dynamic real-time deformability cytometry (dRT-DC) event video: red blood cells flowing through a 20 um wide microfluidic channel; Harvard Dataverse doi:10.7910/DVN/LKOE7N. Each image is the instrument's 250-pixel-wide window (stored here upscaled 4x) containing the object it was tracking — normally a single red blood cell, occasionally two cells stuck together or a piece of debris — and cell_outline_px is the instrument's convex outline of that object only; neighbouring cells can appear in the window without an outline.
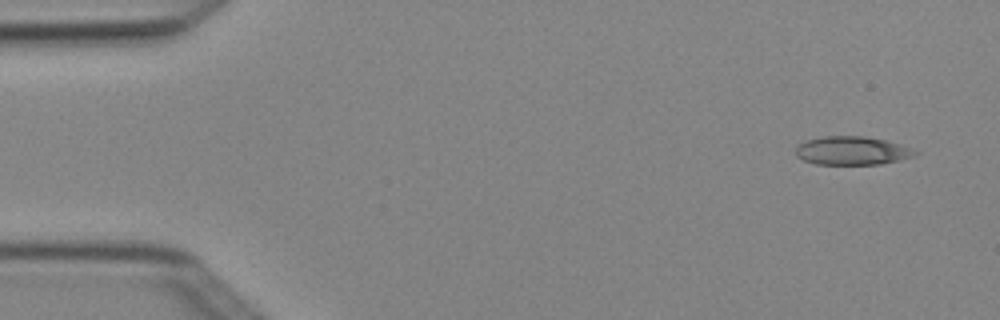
{"species": "Egyptian fruit bat (a non-hibernating species)", "species_latin": "Rousettus aegyptiacus", "temperature_condition": "cold", "stored_images_in_passage": 5, "camera_frame_rate_fps": 3000, "um_per_image_px": 0.085, "animal": {"sex": "female"}, "frame": {"image": 1, "passage_image": 1, "time_ms": 0.0, "image_size_px": [1000, 320], "cell_outline_px": [[920, 152], [912, 156], [900, 160], [880, 164], [816, 164], [804, 160], [796, 156], [796, 144], [804, 140], [824, 136], [864, 136], [884, 140], [900, 144], [912, 148]], "centroid_in_image_um": [72.39, 12.8], "position_along_channel_um": 12.6, "area_um2": 19.88}}